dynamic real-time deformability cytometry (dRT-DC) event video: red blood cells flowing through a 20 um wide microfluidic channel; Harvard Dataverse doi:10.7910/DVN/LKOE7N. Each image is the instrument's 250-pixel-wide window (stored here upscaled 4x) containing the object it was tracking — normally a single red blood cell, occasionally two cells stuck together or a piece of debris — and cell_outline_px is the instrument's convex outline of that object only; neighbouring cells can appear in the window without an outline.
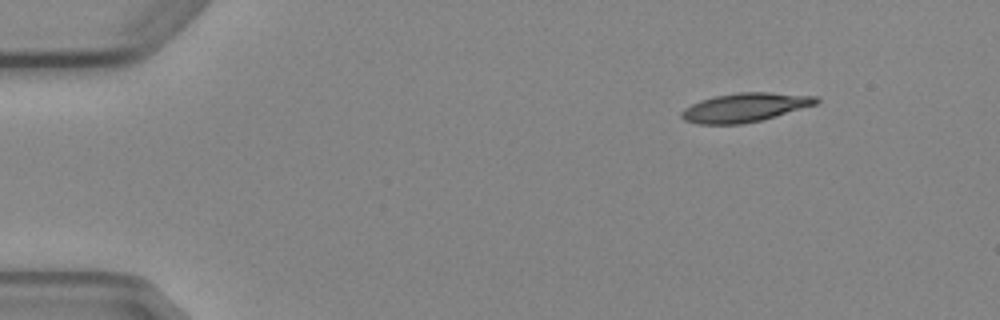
{"species": "Egyptian fruit bat (a non-hibernating species)", "species_latin": "Rousettus aegyptiacus", "temperature_condition": "cold", "stored_images_in_passage": 5, "segment_of_instrument_passage": [2, 2], "camera_frame_rate_fps": 3000, "um_per_image_px": 0.085, "animal": {"sex": "female"}, "frame": {"image": 1, "passage_image": 5, "time_ms": 4.667, "image_size_px": [1000, 320], "cell_outline_px": [[820, 100], [816, 104], [760, 120], [740, 124], [696, 124], [684, 120], [680, 116], [680, 112], [684, 108], [700, 100], [716, 96], [740, 92], [772, 92], [820, 96]], "centroid_in_image_um": [63.31, 9.12], "position_along_channel_um": 21.7, "area_um2": 22.6}}